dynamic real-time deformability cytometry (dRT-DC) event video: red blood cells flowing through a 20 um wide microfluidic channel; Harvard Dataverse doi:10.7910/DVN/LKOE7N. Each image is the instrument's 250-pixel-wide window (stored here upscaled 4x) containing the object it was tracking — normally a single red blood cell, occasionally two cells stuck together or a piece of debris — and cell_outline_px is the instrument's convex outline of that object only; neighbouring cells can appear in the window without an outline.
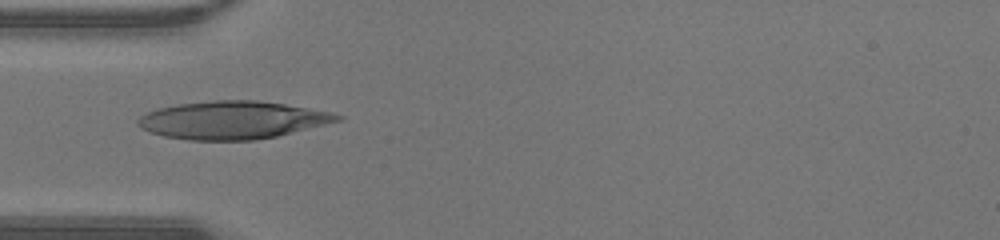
{"species": "human", "species_latin": "Homo sapiens", "temperature_condition": "warm", "stored_images_in_passage": 33, "camera_frame_rate_fps": 3000, "um_per_image_px": 0.085, "donor": {"sex": "male"}, "frame": {"image": 1, "passage_image": 1, "time_ms": 0.0, "image_size_px": [1000, 240], "cell_outline_px": [[344, 116], [340, 120], [276, 136], [256, 140], [188, 140], [164, 136], [140, 128], [136, 124], [136, 120], [140, 116], [156, 108], [176, 104], [212, 100], [256, 100], [284, 104], [332, 112]], "centroid_in_image_um": [19.7, 10.2], "position_along_channel_um": 65.3, "area_um2": 43.81}}
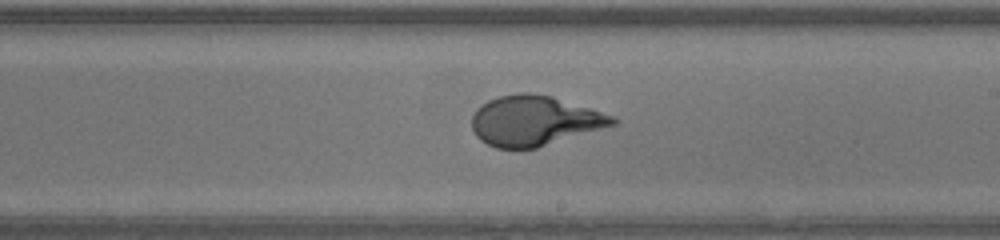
{"frame": {"image": 2, "passage_image": 13, "time_ms": 4.0, "image_size_px": [1000, 240], "cell_outline_px": [[620, 120], [616, 124], [536, 148], [496, 148], [480, 140], [476, 136], [472, 128], [472, 116], [476, 108], [488, 100], [500, 96], [516, 92], [532, 92], [552, 96], [612, 116]], "centroid_in_image_um": [45.38, 10.25], "position_along_channel_um": 243.6, "area_um2": 40.75}}
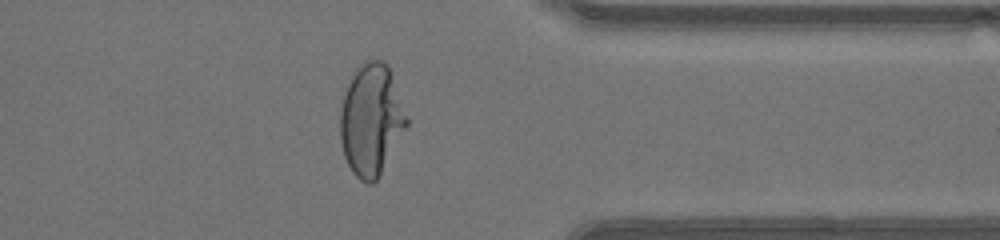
{"frame": {"image": 3, "passage_image": 23, "time_ms": 7.333, "image_size_px": [1000, 240], "cell_outline_px": [[408, 124], [376, 180], [372, 184], [368, 184], [360, 180], [352, 172], [344, 156], [340, 140], [340, 112], [344, 92], [356, 68], [364, 60], [380, 60], [388, 64], [408, 120]], "centroid_in_image_um": [31.53, 10.17], "position_along_channel_um": 379.9, "area_um2": 42.77}, "authors_computed_cell_mechanics": {"area_um2": 41.038, "velocity_mm_per_s": 4.4165, "shape_relaxation_time_tau1_ms": 6.0329, "shape_relaxation_time_tau2_ms": null, "deformation_change_tau1": 0.3527, "deformation_change_tau2": null}}